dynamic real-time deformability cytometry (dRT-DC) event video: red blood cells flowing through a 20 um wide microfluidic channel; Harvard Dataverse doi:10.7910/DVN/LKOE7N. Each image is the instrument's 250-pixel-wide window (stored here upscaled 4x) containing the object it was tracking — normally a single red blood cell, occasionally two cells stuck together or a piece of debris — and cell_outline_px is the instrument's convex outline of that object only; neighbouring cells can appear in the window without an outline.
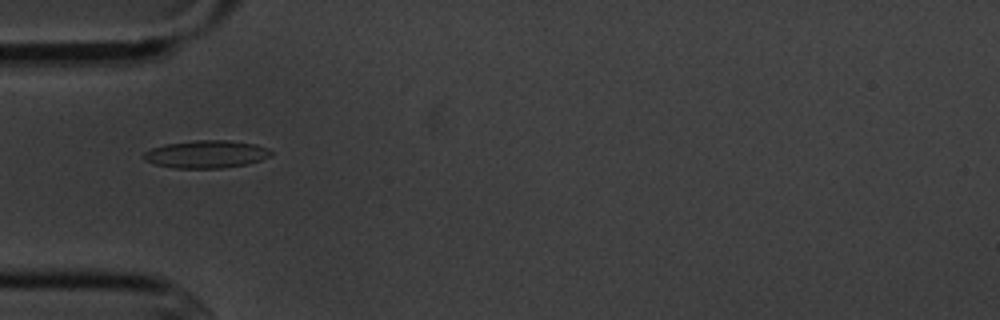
{"species": "common noctule bat (a hibernating species)", "species_latin": "Nyctalus noctula", "temperature_condition": "cold", "stored_images_in_passage": 4, "camera_frame_rate_fps": 3000, "um_per_image_px": 0.085, "animal": {"sex": "male", "body_mass_g": 20.1, "forearm_length_mm": 53.5}, "frame": {"image": 1, "passage_image": 1, "time_ms": 0.0, "image_size_px": [1000, 320], "cell_outline_px": [[272, 156], [248, 164], [220, 168], [172, 168], [156, 164], [144, 160], [140, 156], [144, 152], [152, 148], [164, 144], [196, 140], [228, 140], [256, 144], [268, 148], [272, 152]], "centroid_in_image_um": [17.52, 13.1], "position_along_channel_um": 67.5, "area_um2": 20.69}}
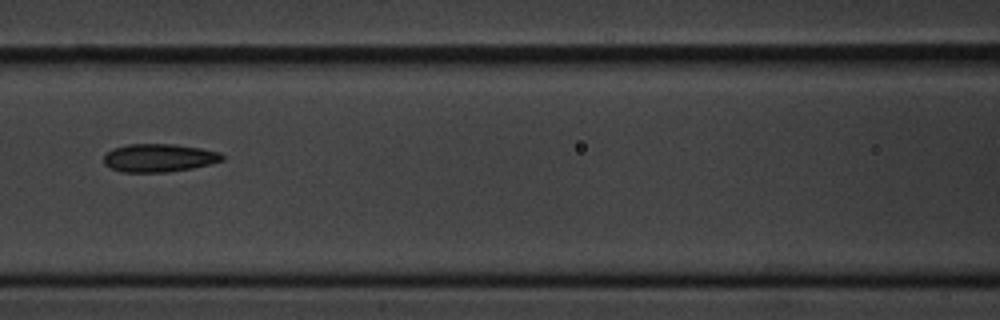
{"frame": {"image": 2, "passage_image": 3, "time_ms": 2.333, "image_size_px": [1000, 320], "cell_outline_px": [[224, 160], [212, 164], [192, 168], [168, 172], [120, 172], [104, 164], [104, 152], [112, 148], [128, 144], [172, 144], [200, 148], [220, 152], [224, 156]], "centroid_in_image_um": [13.5, 13.42], "position_along_channel_um": 153.1, "area_um2": 19.59}}
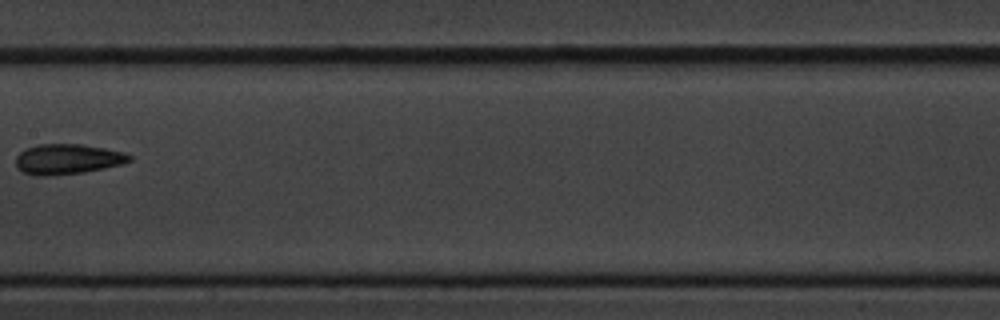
{"frame": {"image": 3, "passage_image": 4, "time_ms": 3.667, "image_size_px": [1000, 320], "cell_outline_px": [[132, 160], [120, 164], [104, 168], [84, 172], [52, 176], [36, 176], [24, 172], [16, 164], [16, 156], [24, 148], [36, 144], [80, 144], [104, 148], [124, 152], [132, 156]], "centroid_in_image_um": [5.72, 13.52], "position_along_channel_um": 201.7, "area_um2": 20.06}}